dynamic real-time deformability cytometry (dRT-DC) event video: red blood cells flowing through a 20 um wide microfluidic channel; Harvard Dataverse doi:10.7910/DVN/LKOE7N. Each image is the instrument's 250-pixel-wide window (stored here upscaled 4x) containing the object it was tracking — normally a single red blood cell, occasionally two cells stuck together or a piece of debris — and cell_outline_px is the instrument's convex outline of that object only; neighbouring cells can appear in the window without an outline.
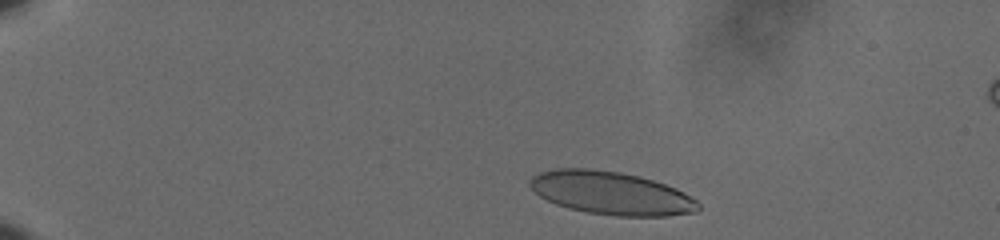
{"species": "human", "species_latin": "Homo sapiens", "temperature_condition": "cold", "stored_images_in_passage": 46, "camera_frame_rate_fps": 3000, "um_per_image_px": 0.085, "donor": {"sex": "male"}, "frame": {"image": 1, "passage_image": 4, "time_ms": 1.0, "image_size_px": [1000, 240], "cell_outline_px": [[700, 208], [696, 212], [668, 216], [616, 216], [588, 212], [568, 208], [556, 204], [540, 196], [528, 184], [528, 180], [532, 176], [540, 172], [556, 168], [592, 168], [620, 172], [640, 176], [676, 188], [684, 192], [696, 200], [700, 204]], "centroid_in_image_um": [51.94, 16.41], "position_along_channel_um": 33.1, "area_um2": 42.37}}
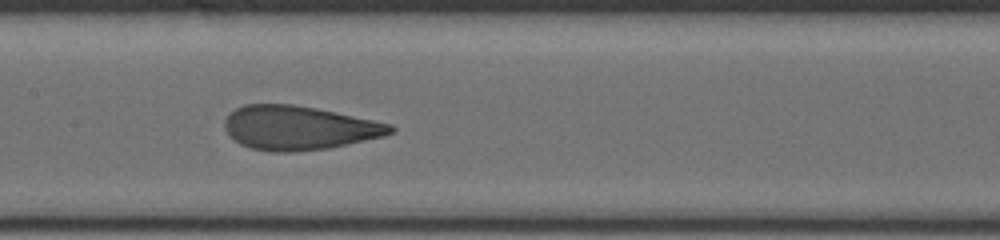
{"frame": {"image": 2, "passage_image": 24, "time_ms": 7.667, "image_size_px": [1000, 240], "cell_outline_px": [[396, 132], [384, 136], [328, 148], [296, 152], [272, 152], [248, 148], [240, 144], [228, 136], [224, 128], [224, 120], [236, 108], [244, 104], [292, 104], [316, 108], [392, 124], [396, 128]], "centroid_in_image_um": [25.38, 10.88], "position_along_channel_um": 182.0, "area_um2": 42.71}}
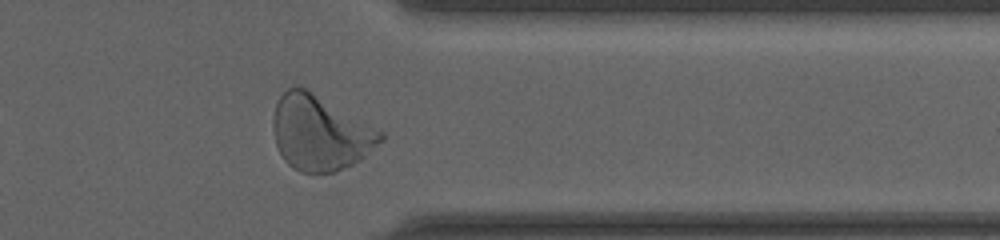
{"frame": {"image": 3, "passage_image": 41, "time_ms": 13.333, "image_size_px": [1000, 240], "cell_outline_px": [[384, 140], [360, 160], [336, 172], [300, 172], [292, 168], [284, 160], [276, 144], [272, 128], [272, 116], [276, 104], [280, 96], [288, 88], [304, 88], [384, 132]], "centroid_in_image_um": [27.19, 11.33], "position_along_channel_um": 384.2, "area_um2": 46.41}, "authors_computed_cell_mechanics": {"area_um2": 42.5408, "velocity_mm_per_s": 3.6177, "shape_relaxation_time_tau1_ms": 6.9294, "shape_relaxation_time_tau2_ms": 0.7969, "deformation_change_tau1": 0.2206, "deformation_change_tau2": 0.0858}}